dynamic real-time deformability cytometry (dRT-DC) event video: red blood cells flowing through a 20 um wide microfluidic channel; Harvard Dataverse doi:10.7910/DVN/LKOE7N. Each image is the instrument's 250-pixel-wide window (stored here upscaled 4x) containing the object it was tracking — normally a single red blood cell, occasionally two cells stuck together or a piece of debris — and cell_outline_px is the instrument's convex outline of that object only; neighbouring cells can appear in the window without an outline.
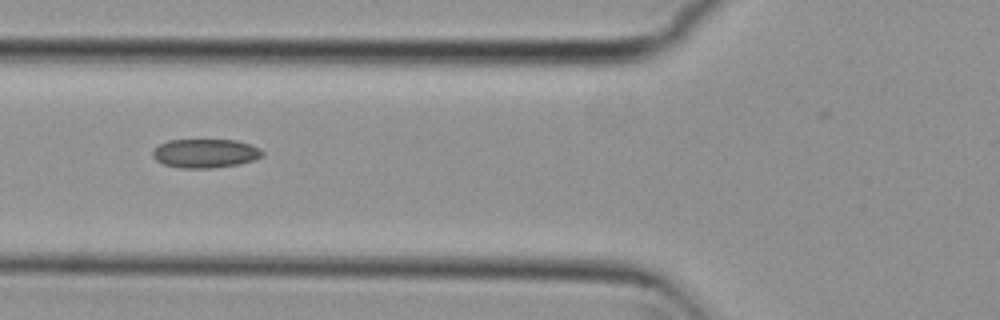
{"species": "common noctule bat (a hibernating species)", "species_latin": "Nyctalus noctula", "temperature_condition": "cold", "stored_images_in_passage": 7, "camera_frame_rate_fps": 3000, "um_per_image_px": 0.085, "animal": {"sex": "female", "body_mass_g": 29.2, "forearm_length_mm": 56.3}, "frame": {"image": 1, "passage_image": 6, "time_ms": 1.667, "image_size_px": [1000, 320], "cell_outline_px": [[264, 156], [240, 164], [212, 168], [180, 168], [164, 164], [156, 160], [152, 156], [152, 152], [160, 144], [168, 140], [236, 140], [260, 148], [264, 152]], "centroid_in_image_um": [17.46, 13.04], "position_along_channel_um": 108.3, "area_um2": 18.44}}
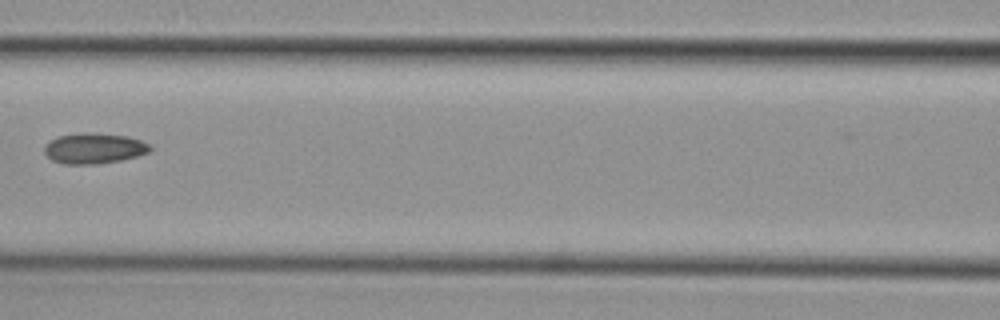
{"frame": {"image": 2, "passage_image": 7, "time_ms": 2.0, "image_size_px": [1000, 320], "cell_outline_px": [[152, 148], [148, 152], [136, 156], [120, 160], [96, 164], [64, 164], [52, 160], [44, 152], [44, 144], [56, 136], [80, 132], [96, 132], [128, 136], [152, 144]], "centroid_in_image_um": [7.98, 12.58], "position_along_channel_um": 158.6, "area_um2": 19.13}}